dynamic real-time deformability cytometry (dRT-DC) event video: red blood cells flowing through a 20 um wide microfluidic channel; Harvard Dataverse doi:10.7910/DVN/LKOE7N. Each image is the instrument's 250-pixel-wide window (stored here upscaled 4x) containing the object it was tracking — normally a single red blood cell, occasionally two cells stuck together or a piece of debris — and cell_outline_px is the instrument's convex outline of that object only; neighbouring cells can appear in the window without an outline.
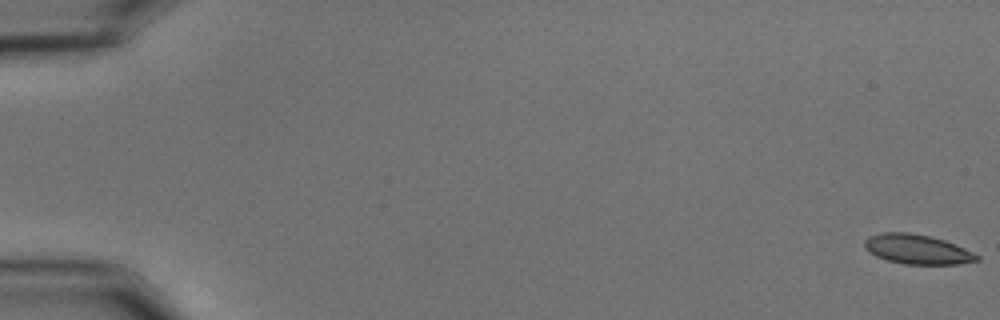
{"species": "common noctule bat (a hibernating species)", "species_latin": "Nyctalus noctula", "temperature_condition": "cold", "stored_images_in_passage": 58, "segment_of_instrument_passage": [1, 2], "camera_frame_rate_fps": 3000, "um_per_image_px": 0.085, "animal": {"sex": "male", "body_mass_g": 15.6}, "frame": {"image": 1, "passage_image": 1, "time_ms": 0.0, "image_size_px": [1000, 320], "cell_outline_px": [[980, 260], [956, 264], [904, 264], [888, 260], [876, 256], [868, 252], [864, 248], [864, 240], [868, 236], [884, 232], [908, 232], [928, 236], [944, 240], [964, 248], [980, 256]], "centroid_in_image_um": [77.92, 21.19], "position_along_channel_um": 7.1, "area_um2": 19.31}}
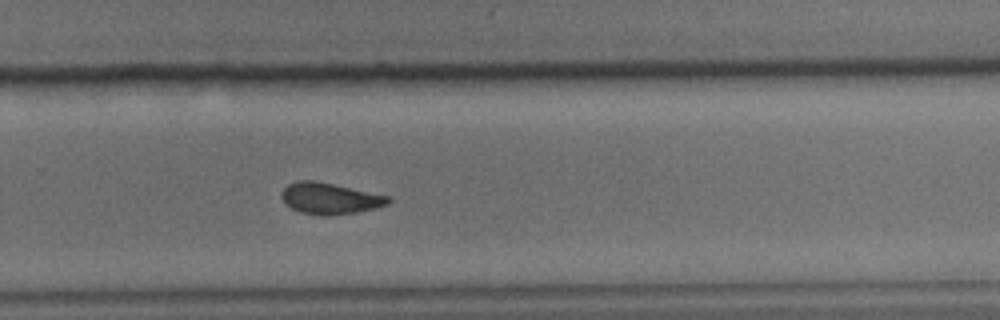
{"frame": {"image": 2, "passage_image": 39, "time_ms": 12.667, "image_size_px": [1000, 320], "cell_outline_px": [[392, 200], [388, 204], [376, 208], [356, 212], [328, 216], [320, 216], [300, 212], [292, 208], [280, 196], [280, 192], [288, 184], [296, 180], [312, 180], [332, 184], [388, 196]], "centroid_in_image_um": [28.01, 16.87], "position_along_channel_um": 301.8, "area_um2": 19.31}}
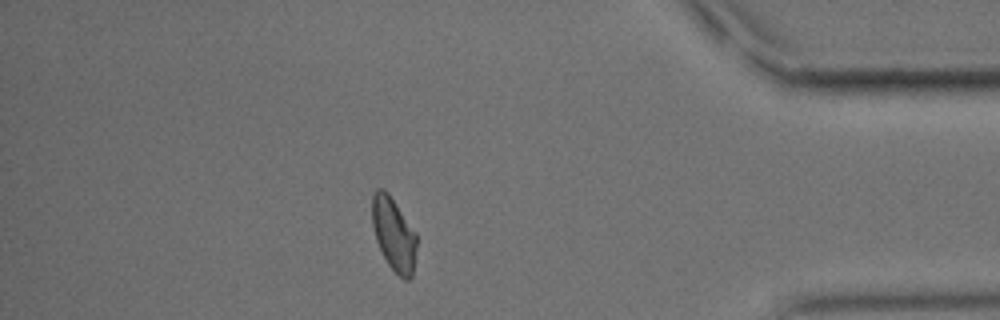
{"frame": {"image": 3, "passage_image": 50, "time_ms": 16.333, "image_size_px": [1000, 320], "cell_outline_px": [[416, 248], [412, 276], [408, 280], [404, 280], [388, 264], [376, 240], [372, 224], [372, 196], [376, 188], [384, 188], [388, 192], [416, 232]], "centroid_in_image_um": [33.46, 19.87], "position_along_channel_um": 401.7, "area_um2": 18.9}}